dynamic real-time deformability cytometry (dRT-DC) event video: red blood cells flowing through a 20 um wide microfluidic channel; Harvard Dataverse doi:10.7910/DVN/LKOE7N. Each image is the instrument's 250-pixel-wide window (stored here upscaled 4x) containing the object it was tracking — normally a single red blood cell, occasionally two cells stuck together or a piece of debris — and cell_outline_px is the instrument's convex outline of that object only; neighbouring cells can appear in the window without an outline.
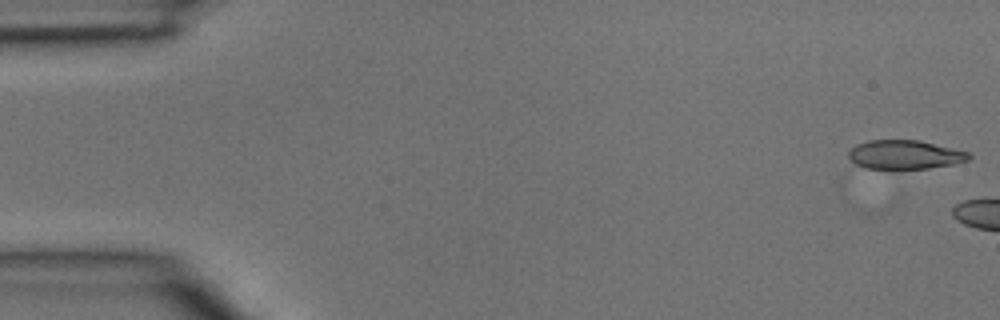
{"species": "common noctule bat (a hibernating species)", "species_latin": "Nyctalus noctula", "temperature_condition": "room temperature", "stored_images_in_passage": 5, "camera_frame_rate_fps": 3000, "um_per_image_px": 0.085, "animal": {"sex": "male", "body_mass_g": 15.6}, "frame": {"image": 1, "passage_image": 1, "time_ms": 0.0, "image_size_px": [1000, 320], "cell_outline_px": [[972, 156], [968, 160], [956, 164], [928, 168], [892, 172], [868, 168], [856, 164], [848, 156], [848, 152], [856, 144], [868, 140], [920, 140], [968, 152]], "centroid_in_image_um": [76.9, 13.19], "position_along_channel_um": 8.1, "area_um2": 20.98}}